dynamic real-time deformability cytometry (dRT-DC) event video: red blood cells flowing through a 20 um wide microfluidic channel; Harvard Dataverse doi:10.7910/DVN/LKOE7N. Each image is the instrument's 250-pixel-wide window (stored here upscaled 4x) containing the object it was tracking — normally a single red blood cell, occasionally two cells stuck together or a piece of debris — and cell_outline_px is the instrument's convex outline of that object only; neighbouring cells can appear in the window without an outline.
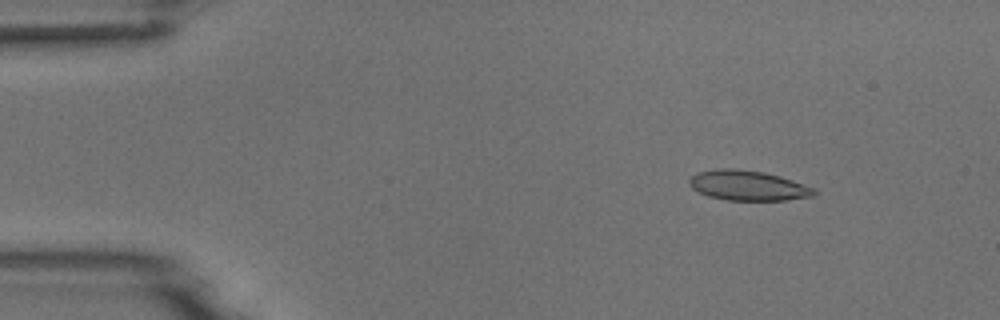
{"species": "common noctule bat (a hibernating species)", "species_latin": "Nyctalus noctula", "temperature_condition": "room temperature", "stored_images_in_passage": 4, "camera_frame_rate_fps": 3000, "um_per_image_px": 0.085, "animal": {"sex": "male", "body_mass_g": 18.8}, "frame": {"image": 1, "passage_image": 2, "time_ms": 1.0, "image_size_px": [1000, 320], "cell_outline_px": [[816, 192], [812, 196], [784, 200], [724, 200], [708, 196], [692, 188], [688, 184], [688, 180], [696, 172], [716, 168], [732, 168], [764, 172], [780, 176], [816, 188]], "centroid_in_image_um": [63.54, 15.76], "position_along_channel_um": 21.5, "area_um2": 21.91}}